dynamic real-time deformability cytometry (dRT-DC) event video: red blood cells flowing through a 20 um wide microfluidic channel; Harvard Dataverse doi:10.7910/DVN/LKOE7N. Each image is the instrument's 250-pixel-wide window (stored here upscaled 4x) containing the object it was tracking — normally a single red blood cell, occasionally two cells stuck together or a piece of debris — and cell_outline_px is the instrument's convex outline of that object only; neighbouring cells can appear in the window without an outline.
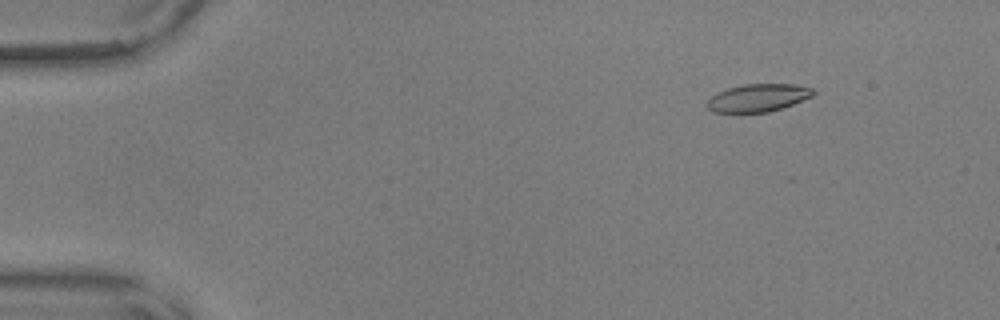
{"species": "common noctule bat (a hibernating species)", "species_latin": "Nyctalus noctula", "temperature_condition": "warm", "stored_images_in_passage": 40, "camera_frame_rate_fps": 3000, "um_per_image_px": 0.085, "animal": {"sex": "male", "body_mass_g": 17.9, "forearm_length_mm": 54.2}, "frame": {"image": 1, "passage_image": 4, "time_ms": 1.0, "image_size_px": [1000, 320], "cell_outline_px": [[816, 92], [812, 96], [792, 104], [768, 112], [736, 116], [712, 112], [704, 104], [712, 96], [728, 88], [744, 84], [792, 84], [812, 88]], "centroid_in_image_um": [64.34, 8.37], "position_along_channel_um": 20.7, "area_um2": 17.74}}
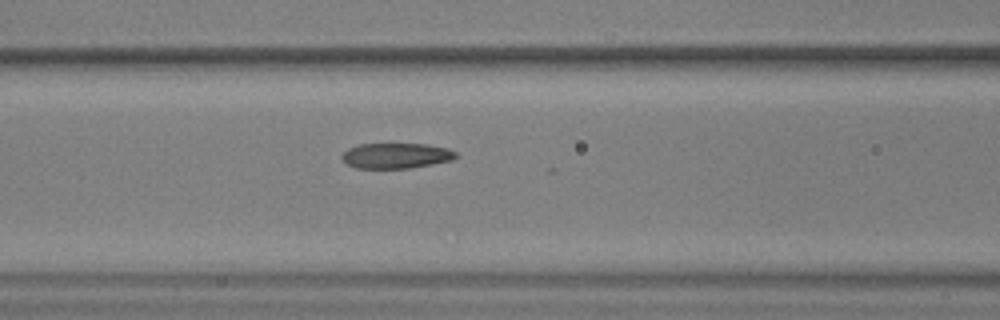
{"frame": {"image": 2, "passage_image": 21, "time_ms": 6.667, "image_size_px": [1000, 320], "cell_outline_px": [[456, 156], [452, 160], [412, 168], [356, 168], [348, 164], [340, 156], [348, 148], [360, 144], [428, 144], [448, 148], [456, 152]], "centroid_in_image_um": [33.68, 13.23], "position_along_channel_um": 132.9, "area_um2": 16.82}}
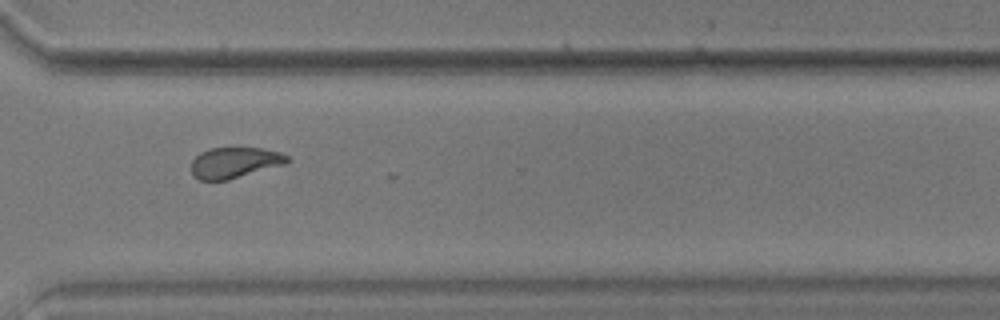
{"frame": {"image": 3, "passage_image": 39, "time_ms": 12.667, "image_size_px": [1000, 320], "cell_outline_px": [[292, 160], [288, 164], [228, 180], [200, 180], [192, 176], [192, 160], [200, 152], [208, 148], [260, 148], [280, 152], [288, 156]], "centroid_in_image_um": [19.98, 13.83], "position_along_channel_um": 350.6, "area_um2": 17.51}}